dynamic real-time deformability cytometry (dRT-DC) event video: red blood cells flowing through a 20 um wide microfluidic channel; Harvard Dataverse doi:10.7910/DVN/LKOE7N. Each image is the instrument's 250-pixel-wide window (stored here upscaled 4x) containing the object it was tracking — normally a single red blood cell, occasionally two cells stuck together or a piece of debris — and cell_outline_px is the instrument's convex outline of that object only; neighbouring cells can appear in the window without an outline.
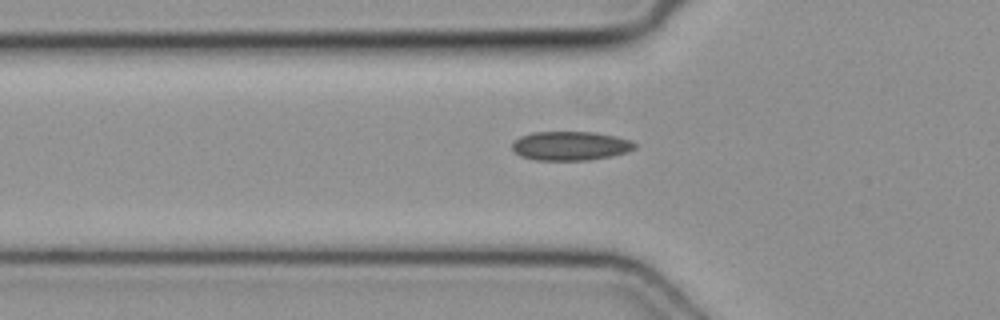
{"species": "common noctule bat (a hibernating species)", "species_latin": "Nyctalus noctula", "temperature_condition": "cold", "stored_images_in_passage": 34, "camera_frame_rate_fps": 3000, "um_per_image_px": 0.085, "animal": {"sex": "female", "body_mass_g": 19.3, "forearm_length_mm": 54.1}, "frame": {"image": 1, "passage_image": 7, "time_ms": 2.0, "image_size_px": [1000, 320], "cell_outline_px": [[636, 148], [628, 152], [612, 156], [588, 160], [536, 160], [520, 156], [512, 148], [512, 144], [520, 136], [532, 132], [596, 132], [616, 136], [628, 140], [636, 144]], "centroid_in_image_um": [48.5, 12.4], "position_along_channel_um": 77.3, "area_um2": 20.75}}
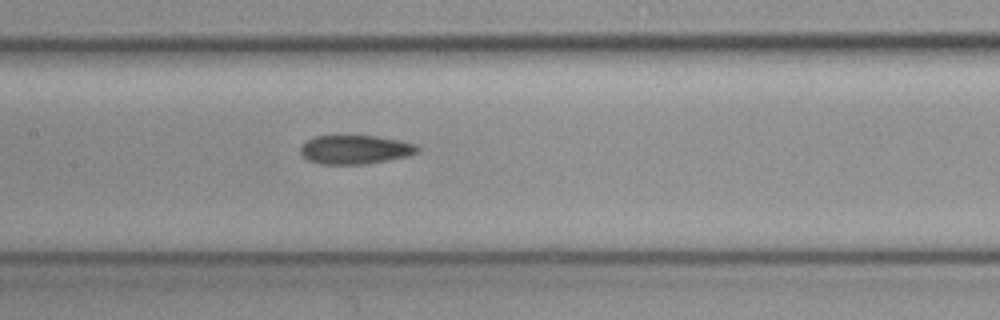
{"frame": {"image": 2, "passage_image": 14, "time_ms": 4.333, "image_size_px": [1000, 320], "cell_outline_px": [[420, 148], [416, 152], [408, 156], [388, 160], [364, 164], [320, 164], [308, 160], [300, 152], [300, 148], [308, 140], [316, 136], [332, 132], [376, 136], [400, 140], [416, 144]], "centroid_in_image_um": [30.16, 12.66], "position_along_channel_um": 177.2, "area_um2": 20.4}}
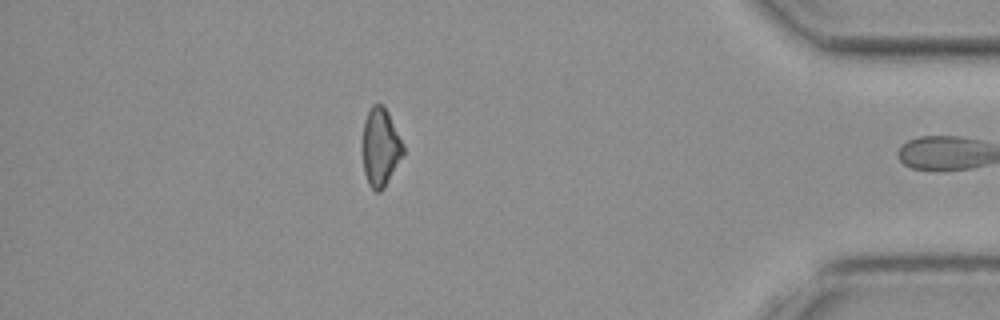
{"frame": {"image": 3, "passage_image": 33, "time_ms": 10.667, "image_size_px": [1000, 320], "cell_outline_px": [[404, 152], [384, 188], [380, 192], [376, 192], [368, 184], [364, 172], [364, 124], [368, 112], [372, 104], [380, 104], [388, 112], [404, 144]], "centroid_in_image_um": [32.36, 12.53], "position_along_channel_um": 402.8, "area_um2": 18.03}}